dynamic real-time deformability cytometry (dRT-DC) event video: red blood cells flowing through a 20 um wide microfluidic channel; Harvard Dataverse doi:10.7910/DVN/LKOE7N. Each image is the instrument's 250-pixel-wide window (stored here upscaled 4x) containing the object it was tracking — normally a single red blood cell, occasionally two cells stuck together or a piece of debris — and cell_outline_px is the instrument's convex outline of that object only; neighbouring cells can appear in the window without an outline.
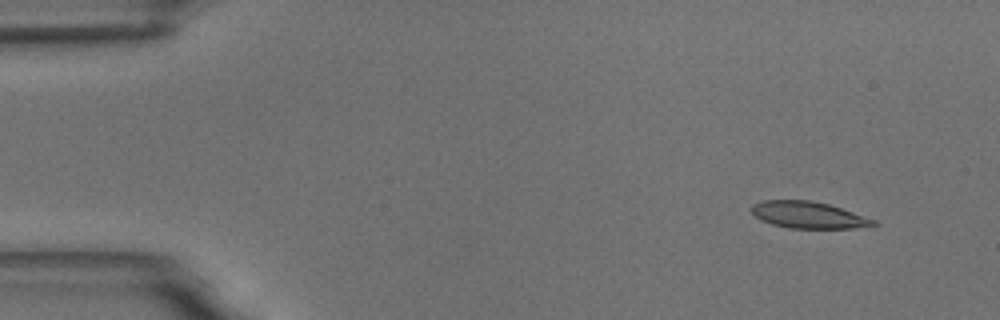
{"species": "common noctule bat (a hibernating species)", "species_latin": "Nyctalus noctula", "temperature_condition": "room temperature", "stored_images_in_passage": 53, "camera_frame_rate_fps": 3000, "um_per_image_px": 0.085, "animal": {"sex": "male", "body_mass_g": 18.8}, "frame": {"image": 1, "passage_image": 1, "time_ms": 0.0, "image_size_px": [1000, 320], "cell_outline_px": [[880, 224], [852, 228], [788, 228], [772, 224], [760, 220], [752, 212], [752, 204], [760, 200], [808, 200], [828, 204], [876, 220]], "centroid_in_image_um": [68.68, 18.27], "position_along_channel_um": 16.3, "area_um2": 18.84}}
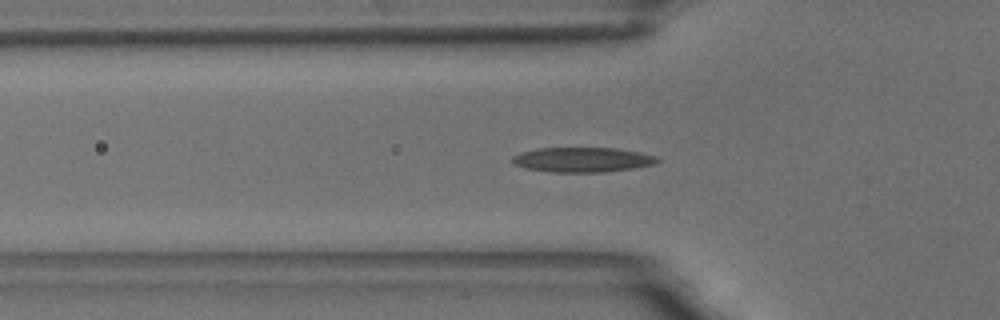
{"frame": {"image": 2, "passage_image": 15, "time_ms": 4.667, "image_size_px": [1000, 320], "cell_outline_px": [[660, 160], [656, 164], [632, 168], [604, 172], [548, 172], [524, 168], [508, 160], [512, 156], [520, 152], [536, 148], [616, 148], [640, 152], [656, 156]], "centroid_in_image_um": [49.47, 13.57], "position_along_channel_um": 76.3, "area_um2": 21.15}}
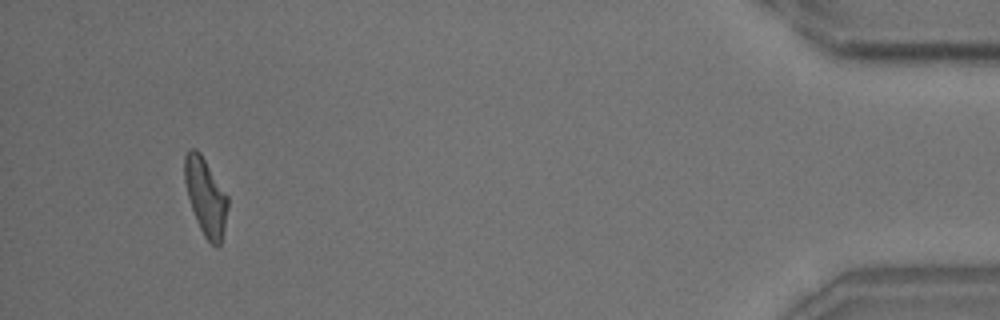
{"frame": {"image": 3, "passage_image": 50, "time_ms": 16.333, "image_size_px": [1000, 320], "cell_outline_px": [[228, 208], [224, 228], [220, 244], [216, 248], [204, 236], [196, 220], [188, 196], [184, 180], [184, 156], [188, 148], [196, 148], [200, 152], [228, 196]], "centroid_in_image_um": [17.47, 16.69], "position_along_channel_um": 417.7, "area_um2": 19.36}, "authors_computed_cell_mechanics": {"area_um2": 19.7098, "velocity_mm_per_s": 3.5321, "shape_relaxation_time_tau1_ms": 7.3573, "shape_relaxation_time_tau2_ms": 4.6909, "deformation_change_tau1": 0.2094, "deformation_change_tau2": 0.1368}}